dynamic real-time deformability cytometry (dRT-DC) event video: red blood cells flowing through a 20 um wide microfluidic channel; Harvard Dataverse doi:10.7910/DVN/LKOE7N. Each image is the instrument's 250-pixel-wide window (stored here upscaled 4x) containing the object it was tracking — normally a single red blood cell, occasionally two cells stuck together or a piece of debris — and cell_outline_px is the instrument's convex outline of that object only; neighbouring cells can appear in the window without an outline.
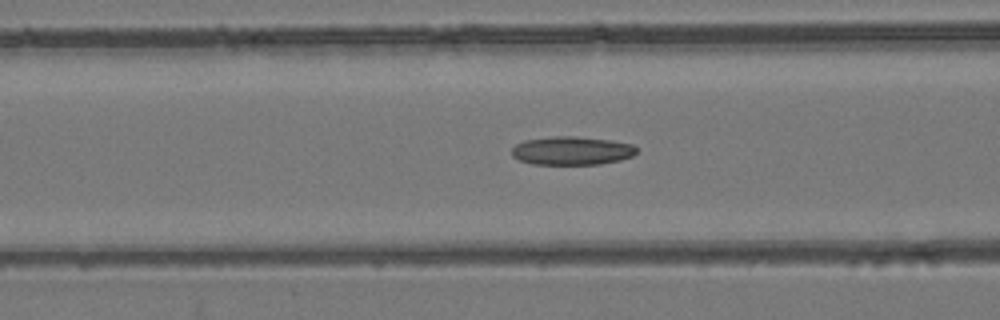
{"species": "common noctule bat (a hibernating species)", "species_latin": "Nyctalus noctula", "temperature_condition": "room temperature", "stored_images_in_passage": 38, "camera_frame_rate_fps": 3000, "um_per_image_px": 0.085, "animal": {"sex": "female", "body_mass_g": 24.6, "forearm_length_mm": 56.2}, "frame": {"image": 1, "passage_image": 5, "time_ms": 1.333, "image_size_px": [1000, 320], "cell_outline_px": [[636, 152], [632, 156], [620, 160], [600, 164], [532, 164], [520, 160], [512, 156], [512, 148], [516, 144], [524, 140], [556, 136], [576, 136], [612, 140], [632, 144], [636, 148]], "centroid_in_image_um": [48.6, 12.8], "position_along_channel_um": 118.0, "area_um2": 20.69}}
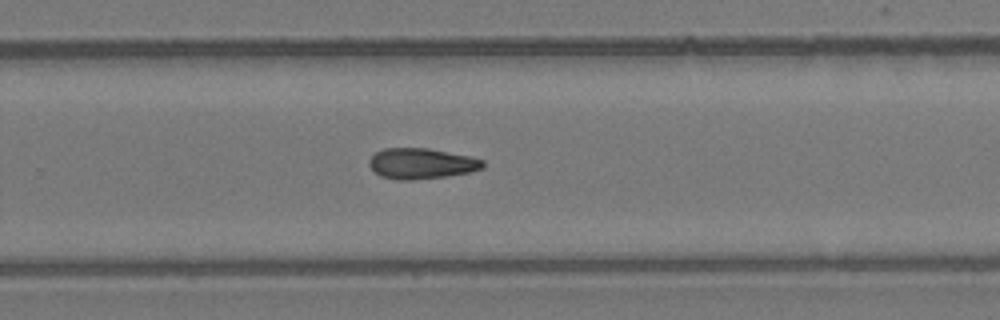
{"frame": {"image": 2, "passage_image": 19, "time_ms": 6.0, "image_size_px": [1000, 320], "cell_outline_px": [[484, 168], [472, 172], [448, 176], [412, 180], [396, 180], [380, 176], [368, 164], [368, 160], [376, 152], [384, 148], [428, 148], [468, 156], [484, 160]], "centroid_in_image_um": [35.82, 13.91], "position_along_channel_um": 294.0, "area_um2": 20.4}}
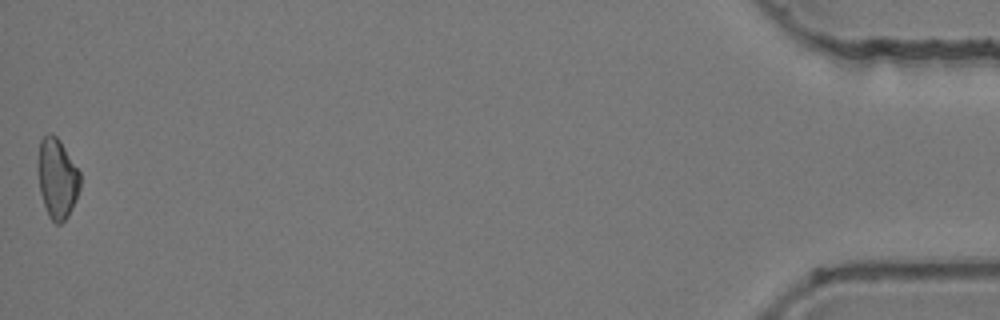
{"frame": {"image": 3, "passage_image": 38, "time_ms": 12.333, "image_size_px": [1000, 320], "cell_outline_px": [[80, 188], [68, 216], [60, 224], [56, 224], [48, 216], [40, 192], [36, 164], [40, 140], [48, 132], [52, 132], [60, 140], [80, 172]], "centroid_in_image_um": [4.83, 15.12], "position_along_channel_um": 430.4, "area_um2": 19.88}}